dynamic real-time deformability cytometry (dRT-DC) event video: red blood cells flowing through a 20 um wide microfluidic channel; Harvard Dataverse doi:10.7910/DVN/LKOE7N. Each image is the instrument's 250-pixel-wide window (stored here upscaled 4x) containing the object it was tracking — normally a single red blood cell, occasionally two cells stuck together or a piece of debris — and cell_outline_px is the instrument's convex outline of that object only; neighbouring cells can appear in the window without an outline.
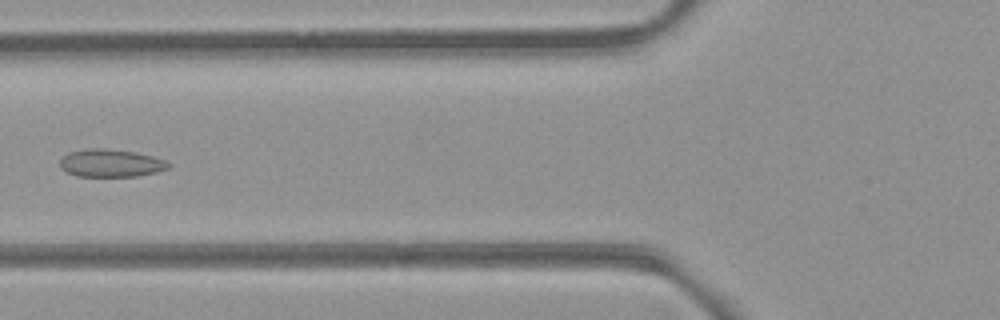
{"species": "common noctule bat (a hibernating species)", "species_latin": "Nyctalus noctula", "temperature_condition": "room temperature", "stored_images_in_passage": 5, "camera_frame_rate_fps": 3000, "um_per_image_px": 0.085, "animal": {"sex": "female", "body_mass_g": 21.9}, "frame": {"image": 1, "passage_image": 5, "time_ms": 1.333, "image_size_px": [1000, 320], "cell_outline_px": [[172, 164], [168, 168], [156, 172], [136, 176], [76, 176], [60, 168], [60, 160], [68, 152], [92, 148], [100, 148], [132, 152], [152, 156], [164, 160]], "centroid_in_image_um": [9.4, 13.87], "position_along_channel_um": 116.4, "area_um2": 17.28}}